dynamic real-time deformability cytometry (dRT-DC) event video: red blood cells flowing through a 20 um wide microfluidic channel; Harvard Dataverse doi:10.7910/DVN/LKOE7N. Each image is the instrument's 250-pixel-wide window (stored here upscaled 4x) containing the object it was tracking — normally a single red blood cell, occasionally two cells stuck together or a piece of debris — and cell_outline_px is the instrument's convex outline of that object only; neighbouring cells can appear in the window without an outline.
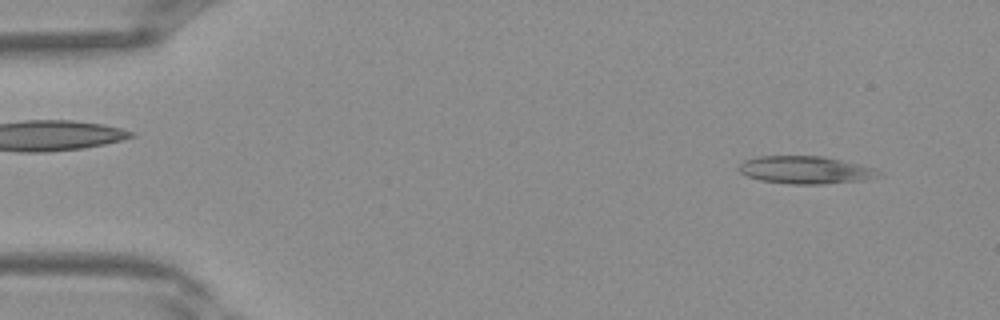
{"species": "Egyptian fruit bat (a non-hibernating species)", "species_latin": "Rousettus aegyptiacus", "temperature_condition": "warm", "stored_images_in_passage": 37, "camera_frame_rate_fps": 3000, "um_per_image_px": 0.085, "frame": {"image": 1, "passage_image": 1, "time_ms": 0.0, "image_size_px": [1000, 320], "cell_outline_px": [[884, 176], [864, 180], [824, 184], [788, 184], [760, 180], [748, 176], [740, 172], [740, 164], [744, 160], [756, 156], [820, 156], [880, 168], [884, 172]], "centroid_in_image_um": [68.57, 14.45], "position_along_channel_um": 16.4, "area_um2": 22.83}}
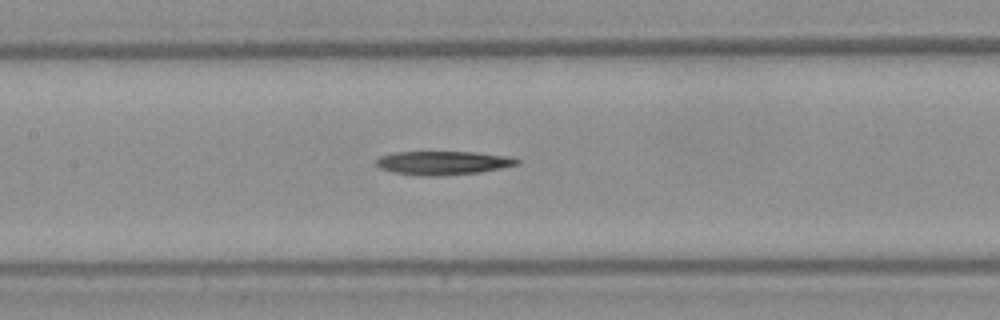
{"frame": {"image": 2, "passage_image": 16, "time_ms": 5.0, "image_size_px": [1000, 320], "cell_outline_px": [[520, 164], [480, 172], [432, 176], [424, 176], [392, 172], [380, 168], [376, 164], [376, 160], [380, 156], [396, 152], [476, 152], [512, 156], [520, 160]], "centroid_in_image_um": [37.69, 13.83], "position_along_channel_um": 169.7, "area_um2": 19.42}}
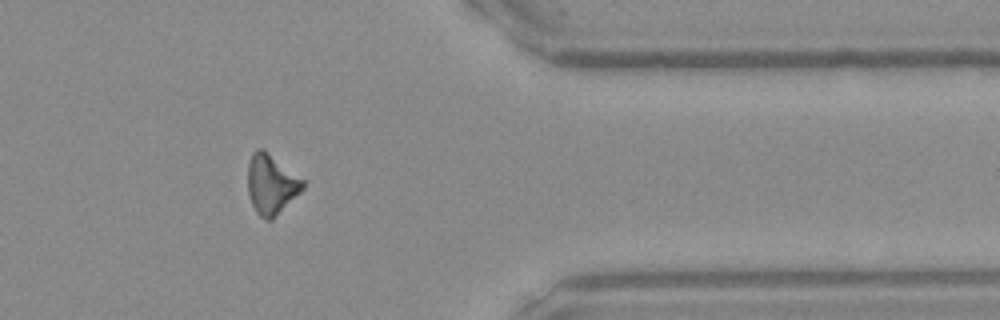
{"frame": {"image": 3, "passage_image": 30, "time_ms": 9.667, "image_size_px": [1000, 320], "cell_outline_px": [[304, 188], [272, 220], [268, 220], [260, 216], [256, 212], [252, 204], [248, 192], [248, 164], [252, 152], [256, 148], [264, 148], [304, 180]], "centroid_in_image_um": [23.04, 15.63], "position_along_channel_um": 388.4, "area_um2": 19.19}}